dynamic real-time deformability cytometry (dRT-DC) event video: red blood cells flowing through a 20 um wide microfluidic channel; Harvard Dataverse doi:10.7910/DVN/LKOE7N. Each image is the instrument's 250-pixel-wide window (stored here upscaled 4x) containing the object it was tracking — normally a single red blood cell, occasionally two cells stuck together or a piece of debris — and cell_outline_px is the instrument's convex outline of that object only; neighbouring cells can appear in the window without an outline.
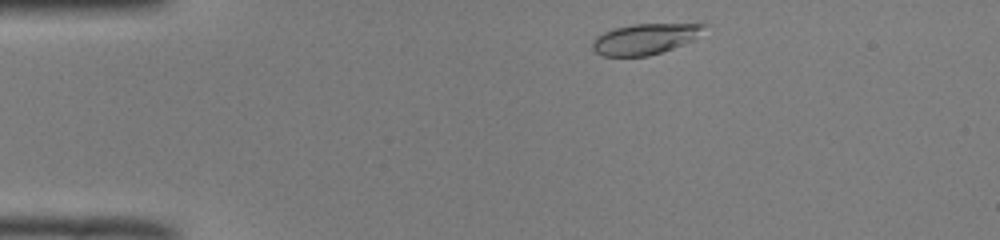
{"species": "common noctule bat (a hibernating species)", "species_latin": "Nyctalus noctula", "temperature_condition": "room temperature", "stored_images_in_passage": 44, "camera_frame_rate_fps": 3000, "um_per_image_px": 0.085, "animal": {"sex": "male", "body_mass_g": 19.0, "forearm_length_mm": 50.8}, "frame": {"image": 1, "passage_image": 2, "time_ms": 0.333, "image_size_px": [1000, 240], "cell_outline_px": [[708, 24], [696, 40], [648, 56], [604, 56], [596, 52], [592, 48], [592, 40], [596, 36], [604, 32], [616, 28], [632, 24]], "centroid_in_image_um": [54.83, 3.31], "position_along_channel_um": 30.2, "area_um2": 19.94}}
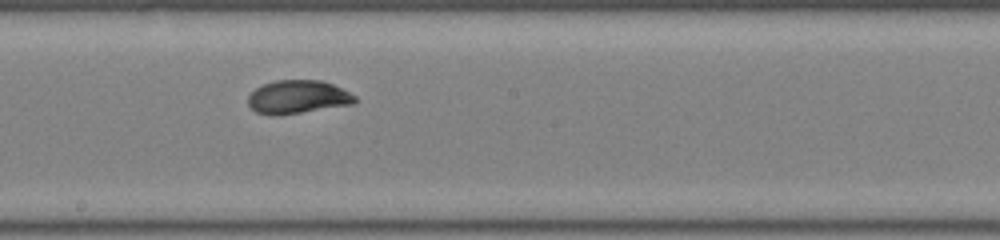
{"frame": {"image": 2, "passage_image": 21, "time_ms": 6.667, "image_size_px": [1000, 240], "cell_outline_px": [[356, 100], [352, 104], [276, 116], [272, 116], [256, 112], [248, 104], [248, 96], [256, 88], [264, 84], [276, 80], [320, 80], [332, 84], [356, 96]], "centroid_in_image_um": [25.28, 8.25], "position_along_channel_um": 222.9, "area_um2": 20.58}}
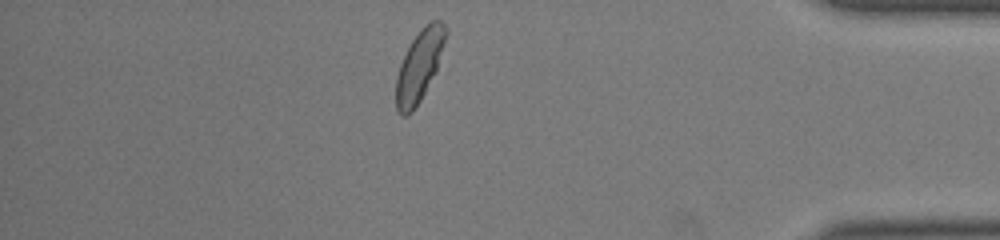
{"frame": {"image": 3, "passage_image": 37, "time_ms": 12.0, "image_size_px": [1000, 240], "cell_outline_px": [[448, 32], [436, 72], [420, 100], [412, 112], [408, 116], [400, 116], [396, 108], [396, 76], [400, 64], [412, 40], [432, 20], [440, 20], [448, 28]], "centroid_in_image_um": [35.65, 5.63], "position_along_channel_um": 399.5, "area_um2": 20.4}, "authors_computed_cell_mechanics": {"area_um2": 20.4901, "velocity_mm_per_s": 3.9552, "shape_relaxation_time_tau1_ms": 3.2089, "shape_relaxation_time_tau2_ms": null, "deformation_change_tau1": 0.1573, "deformation_change_tau2": null}}